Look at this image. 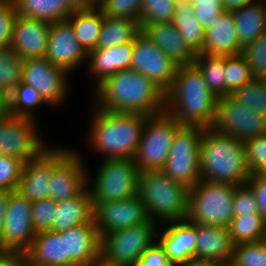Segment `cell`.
I'll use <instances>...</instances> for the list:
<instances>
[{"mask_svg": "<svg viewBox=\"0 0 266 266\" xmlns=\"http://www.w3.org/2000/svg\"><path fill=\"white\" fill-rule=\"evenodd\" d=\"M95 103L108 112L153 116L165 112V92L133 69L105 78L94 90Z\"/></svg>", "mask_w": 266, "mask_h": 266, "instance_id": "obj_1", "label": "cell"}, {"mask_svg": "<svg viewBox=\"0 0 266 266\" xmlns=\"http://www.w3.org/2000/svg\"><path fill=\"white\" fill-rule=\"evenodd\" d=\"M217 101L199 68L194 63L182 65L178 66L173 84L165 94V112L181 125L210 128Z\"/></svg>", "mask_w": 266, "mask_h": 266, "instance_id": "obj_2", "label": "cell"}, {"mask_svg": "<svg viewBox=\"0 0 266 266\" xmlns=\"http://www.w3.org/2000/svg\"><path fill=\"white\" fill-rule=\"evenodd\" d=\"M90 125V145L105 155L104 159H134L146 119L137 113L95 110Z\"/></svg>", "mask_w": 266, "mask_h": 266, "instance_id": "obj_3", "label": "cell"}, {"mask_svg": "<svg viewBox=\"0 0 266 266\" xmlns=\"http://www.w3.org/2000/svg\"><path fill=\"white\" fill-rule=\"evenodd\" d=\"M201 179L210 182L245 185L247 168L244 142L231 135L204 128L200 142Z\"/></svg>", "mask_w": 266, "mask_h": 266, "instance_id": "obj_4", "label": "cell"}, {"mask_svg": "<svg viewBox=\"0 0 266 266\" xmlns=\"http://www.w3.org/2000/svg\"><path fill=\"white\" fill-rule=\"evenodd\" d=\"M189 189L159 170L140 171L137 195L147 208L149 219L169 222L187 218Z\"/></svg>", "mask_w": 266, "mask_h": 266, "instance_id": "obj_5", "label": "cell"}, {"mask_svg": "<svg viewBox=\"0 0 266 266\" xmlns=\"http://www.w3.org/2000/svg\"><path fill=\"white\" fill-rule=\"evenodd\" d=\"M237 186L201 180L189 189L187 219L203 225L228 228L233 218Z\"/></svg>", "mask_w": 266, "mask_h": 266, "instance_id": "obj_6", "label": "cell"}, {"mask_svg": "<svg viewBox=\"0 0 266 266\" xmlns=\"http://www.w3.org/2000/svg\"><path fill=\"white\" fill-rule=\"evenodd\" d=\"M204 128L182 125L174 135L170 153L161 170L171 180L192 188L201 181L200 142Z\"/></svg>", "mask_w": 266, "mask_h": 266, "instance_id": "obj_7", "label": "cell"}, {"mask_svg": "<svg viewBox=\"0 0 266 266\" xmlns=\"http://www.w3.org/2000/svg\"><path fill=\"white\" fill-rule=\"evenodd\" d=\"M181 126L166 112L149 116L146 119L134 157L139 171L159 170L164 166L174 135Z\"/></svg>", "mask_w": 266, "mask_h": 266, "instance_id": "obj_8", "label": "cell"}, {"mask_svg": "<svg viewBox=\"0 0 266 266\" xmlns=\"http://www.w3.org/2000/svg\"><path fill=\"white\" fill-rule=\"evenodd\" d=\"M157 226L156 222L150 220L103 234L100 237V255L109 262L135 266L139 257L156 241Z\"/></svg>", "mask_w": 266, "mask_h": 266, "instance_id": "obj_9", "label": "cell"}, {"mask_svg": "<svg viewBox=\"0 0 266 266\" xmlns=\"http://www.w3.org/2000/svg\"><path fill=\"white\" fill-rule=\"evenodd\" d=\"M90 193L93 204L119 201L137 194L139 169L134 159H103Z\"/></svg>", "mask_w": 266, "mask_h": 266, "instance_id": "obj_10", "label": "cell"}, {"mask_svg": "<svg viewBox=\"0 0 266 266\" xmlns=\"http://www.w3.org/2000/svg\"><path fill=\"white\" fill-rule=\"evenodd\" d=\"M35 121L30 118L4 116L0 120V155L13 156L26 163L47 149Z\"/></svg>", "mask_w": 266, "mask_h": 266, "instance_id": "obj_11", "label": "cell"}, {"mask_svg": "<svg viewBox=\"0 0 266 266\" xmlns=\"http://www.w3.org/2000/svg\"><path fill=\"white\" fill-rule=\"evenodd\" d=\"M211 128L244 142L266 134V115L241 105L227 95L217 101L216 116Z\"/></svg>", "mask_w": 266, "mask_h": 266, "instance_id": "obj_12", "label": "cell"}, {"mask_svg": "<svg viewBox=\"0 0 266 266\" xmlns=\"http://www.w3.org/2000/svg\"><path fill=\"white\" fill-rule=\"evenodd\" d=\"M31 205L16 190L11 194L0 237V253L25 254L29 250L37 234L32 225Z\"/></svg>", "mask_w": 266, "mask_h": 266, "instance_id": "obj_13", "label": "cell"}, {"mask_svg": "<svg viewBox=\"0 0 266 266\" xmlns=\"http://www.w3.org/2000/svg\"><path fill=\"white\" fill-rule=\"evenodd\" d=\"M178 66L142 31L135 37L131 69L152 80L165 93L173 84Z\"/></svg>", "mask_w": 266, "mask_h": 266, "instance_id": "obj_14", "label": "cell"}, {"mask_svg": "<svg viewBox=\"0 0 266 266\" xmlns=\"http://www.w3.org/2000/svg\"><path fill=\"white\" fill-rule=\"evenodd\" d=\"M67 71L57 67L45 57L23 60L22 83L39 92L47 105H58L66 99L68 90Z\"/></svg>", "mask_w": 266, "mask_h": 266, "instance_id": "obj_15", "label": "cell"}, {"mask_svg": "<svg viewBox=\"0 0 266 266\" xmlns=\"http://www.w3.org/2000/svg\"><path fill=\"white\" fill-rule=\"evenodd\" d=\"M71 152L47 148L37 158L24 163L17 192L31 202L50 198L49 180L52 170Z\"/></svg>", "mask_w": 266, "mask_h": 266, "instance_id": "obj_16", "label": "cell"}, {"mask_svg": "<svg viewBox=\"0 0 266 266\" xmlns=\"http://www.w3.org/2000/svg\"><path fill=\"white\" fill-rule=\"evenodd\" d=\"M93 207V219L100 237L106 233L150 221L147 208L137 194L119 201L93 204Z\"/></svg>", "mask_w": 266, "mask_h": 266, "instance_id": "obj_17", "label": "cell"}, {"mask_svg": "<svg viewBox=\"0 0 266 266\" xmlns=\"http://www.w3.org/2000/svg\"><path fill=\"white\" fill-rule=\"evenodd\" d=\"M45 58L67 72L88 59V53L78 42L67 20L51 23Z\"/></svg>", "mask_w": 266, "mask_h": 266, "instance_id": "obj_18", "label": "cell"}, {"mask_svg": "<svg viewBox=\"0 0 266 266\" xmlns=\"http://www.w3.org/2000/svg\"><path fill=\"white\" fill-rule=\"evenodd\" d=\"M80 155L71 151L53 170L50 177V198L55 202L79 196L89 185Z\"/></svg>", "mask_w": 266, "mask_h": 266, "instance_id": "obj_19", "label": "cell"}, {"mask_svg": "<svg viewBox=\"0 0 266 266\" xmlns=\"http://www.w3.org/2000/svg\"><path fill=\"white\" fill-rule=\"evenodd\" d=\"M165 224L169 226L162 231L157 242L173 266H188L195 261L196 222L186 218Z\"/></svg>", "mask_w": 266, "mask_h": 266, "instance_id": "obj_20", "label": "cell"}, {"mask_svg": "<svg viewBox=\"0 0 266 266\" xmlns=\"http://www.w3.org/2000/svg\"><path fill=\"white\" fill-rule=\"evenodd\" d=\"M50 29V22L17 16L10 47L23 60L44 58Z\"/></svg>", "mask_w": 266, "mask_h": 266, "instance_id": "obj_21", "label": "cell"}, {"mask_svg": "<svg viewBox=\"0 0 266 266\" xmlns=\"http://www.w3.org/2000/svg\"><path fill=\"white\" fill-rule=\"evenodd\" d=\"M27 266H71L66 235L51 230L38 232L25 253Z\"/></svg>", "mask_w": 266, "mask_h": 266, "instance_id": "obj_22", "label": "cell"}, {"mask_svg": "<svg viewBox=\"0 0 266 266\" xmlns=\"http://www.w3.org/2000/svg\"><path fill=\"white\" fill-rule=\"evenodd\" d=\"M234 247L228 228L196 223V261L231 260Z\"/></svg>", "mask_w": 266, "mask_h": 266, "instance_id": "obj_23", "label": "cell"}, {"mask_svg": "<svg viewBox=\"0 0 266 266\" xmlns=\"http://www.w3.org/2000/svg\"><path fill=\"white\" fill-rule=\"evenodd\" d=\"M142 32L179 66L194 63L196 54L172 22L147 24Z\"/></svg>", "mask_w": 266, "mask_h": 266, "instance_id": "obj_24", "label": "cell"}, {"mask_svg": "<svg viewBox=\"0 0 266 266\" xmlns=\"http://www.w3.org/2000/svg\"><path fill=\"white\" fill-rule=\"evenodd\" d=\"M60 233L66 235L71 266H88L100 255V236L95 223H83Z\"/></svg>", "mask_w": 266, "mask_h": 266, "instance_id": "obj_25", "label": "cell"}, {"mask_svg": "<svg viewBox=\"0 0 266 266\" xmlns=\"http://www.w3.org/2000/svg\"><path fill=\"white\" fill-rule=\"evenodd\" d=\"M200 53L226 57L241 54L233 12L224 11L217 22L205 30Z\"/></svg>", "mask_w": 266, "mask_h": 266, "instance_id": "obj_26", "label": "cell"}, {"mask_svg": "<svg viewBox=\"0 0 266 266\" xmlns=\"http://www.w3.org/2000/svg\"><path fill=\"white\" fill-rule=\"evenodd\" d=\"M134 42L109 48H96L88 53L90 72L97 78L96 86L118 71L131 69Z\"/></svg>", "mask_w": 266, "mask_h": 266, "instance_id": "obj_27", "label": "cell"}, {"mask_svg": "<svg viewBox=\"0 0 266 266\" xmlns=\"http://www.w3.org/2000/svg\"><path fill=\"white\" fill-rule=\"evenodd\" d=\"M51 231L62 232L83 223H94V207L87 187L79 196L57 202Z\"/></svg>", "mask_w": 266, "mask_h": 266, "instance_id": "obj_28", "label": "cell"}, {"mask_svg": "<svg viewBox=\"0 0 266 266\" xmlns=\"http://www.w3.org/2000/svg\"><path fill=\"white\" fill-rule=\"evenodd\" d=\"M233 15L240 50L266 31V0H251Z\"/></svg>", "mask_w": 266, "mask_h": 266, "instance_id": "obj_29", "label": "cell"}, {"mask_svg": "<svg viewBox=\"0 0 266 266\" xmlns=\"http://www.w3.org/2000/svg\"><path fill=\"white\" fill-rule=\"evenodd\" d=\"M103 17L102 11L93 6L90 9L73 11L67 19L78 42L87 53L97 48Z\"/></svg>", "mask_w": 266, "mask_h": 266, "instance_id": "obj_30", "label": "cell"}, {"mask_svg": "<svg viewBox=\"0 0 266 266\" xmlns=\"http://www.w3.org/2000/svg\"><path fill=\"white\" fill-rule=\"evenodd\" d=\"M175 13L172 20L189 48L198 54L204 46L205 30L193 14L190 0H175Z\"/></svg>", "mask_w": 266, "mask_h": 266, "instance_id": "obj_31", "label": "cell"}, {"mask_svg": "<svg viewBox=\"0 0 266 266\" xmlns=\"http://www.w3.org/2000/svg\"><path fill=\"white\" fill-rule=\"evenodd\" d=\"M141 31L138 21L104 16L97 48H109L123 43L134 42L135 37Z\"/></svg>", "mask_w": 266, "mask_h": 266, "instance_id": "obj_32", "label": "cell"}, {"mask_svg": "<svg viewBox=\"0 0 266 266\" xmlns=\"http://www.w3.org/2000/svg\"><path fill=\"white\" fill-rule=\"evenodd\" d=\"M18 16L50 23L66 21L72 11L62 0H13Z\"/></svg>", "mask_w": 266, "mask_h": 266, "instance_id": "obj_33", "label": "cell"}, {"mask_svg": "<svg viewBox=\"0 0 266 266\" xmlns=\"http://www.w3.org/2000/svg\"><path fill=\"white\" fill-rule=\"evenodd\" d=\"M234 245L265 240L266 222L260 214L233 216L228 227Z\"/></svg>", "mask_w": 266, "mask_h": 266, "instance_id": "obj_34", "label": "cell"}, {"mask_svg": "<svg viewBox=\"0 0 266 266\" xmlns=\"http://www.w3.org/2000/svg\"><path fill=\"white\" fill-rule=\"evenodd\" d=\"M194 64L201 71L209 90L216 98L225 97V67L226 56H211L208 54H196Z\"/></svg>", "mask_w": 266, "mask_h": 266, "instance_id": "obj_35", "label": "cell"}, {"mask_svg": "<svg viewBox=\"0 0 266 266\" xmlns=\"http://www.w3.org/2000/svg\"><path fill=\"white\" fill-rule=\"evenodd\" d=\"M230 96L241 105L266 115V79L254 78L251 82L234 90Z\"/></svg>", "mask_w": 266, "mask_h": 266, "instance_id": "obj_36", "label": "cell"}, {"mask_svg": "<svg viewBox=\"0 0 266 266\" xmlns=\"http://www.w3.org/2000/svg\"><path fill=\"white\" fill-rule=\"evenodd\" d=\"M224 74L225 97L255 78L249 64L241 54L226 57Z\"/></svg>", "mask_w": 266, "mask_h": 266, "instance_id": "obj_37", "label": "cell"}, {"mask_svg": "<svg viewBox=\"0 0 266 266\" xmlns=\"http://www.w3.org/2000/svg\"><path fill=\"white\" fill-rule=\"evenodd\" d=\"M175 0H142L141 30L147 24L172 22L175 13Z\"/></svg>", "mask_w": 266, "mask_h": 266, "instance_id": "obj_38", "label": "cell"}, {"mask_svg": "<svg viewBox=\"0 0 266 266\" xmlns=\"http://www.w3.org/2000/svg\"><path fill=\"white\" fill-rule=\"evenodd\" d=\"M23 59L9 47H0V87L22 82Z\"/></svg>", "mask_w": 266, "mask_h": 266, "instance_id": "obj_39", "label": "cell"}, {"mask_svg": "<svg viewBox=\"0 0 266 266\" xmlns=\"http://www.w3.org/2000/svg\"><path fill=\"white\" fill-rule=\"evenodd\" d=\"M255 78L266 79V31L241 50Z\"/></svg>", "mask_w": 266, "mask_h": 266, "instance_id": "obj_40", "label": "cell"}, {"mask_svg": "<svg viewBox=\"0 0 266 266\" xmlns=\"http://www.w3.org/2000/svg\"><path fill=\"white\" fill-rule=\"evenodd\" d=\"M142 0H103L97 7L104 16L140 21Z\"/></svg>", "mask_w": 266, "mask_h": 266, "instance_id": "obj_41", "label": "cell"}, {"mask_svg": "<svg viewBox=\"0 0 266 266\" xmlns=\"http://www.w3.org/2000/svg\"><path fill=\"white\" fill-rule=\"evenodd\" d=\"M233 260L239 266H266V241L235 245Z\"/></svg>", "mask_w": 266, "mask_h": 266, "instance_id": "obj_42", "label": "cell"}, {"mask_svg": "<svg viewBox=\"0 0 266 266\" xmlns=\"http://www.w3.org/2000/svg\"><path fill=\"white\" fill-rule=\"evenodd\" d=\"M247 168L251 173H261L266 167V134L244 141Z\"/></svg>", "mask_w": 266, "mask_h": 266, "instance_id": "obj_43", "label": "cell"}, {"mask_svg": "<svg viewBox=\"0 0 266 266\" xmlns=\"http://www.w3.org/2000/svg\"><path fill=\"white\" fill-rule=\"evenodd\" d=\"M23 166L16 157L0 155V190H17Z\"/></svg>", "mask_w": 266, "mask_h": 266, "instance_id": "obj_44", "label": "cell"}, {"mask_svg": "<svg viewBox=\"0 0 266 266\" xmlns=\"http://www.w3.org/2000/svg\"><path fill=\"white\" fill-rule=\"evenodd\" d=\"M57 202L51 198H45L32 202V225L36 233L50 230L55 219Z\"/></svg>", "mask_w": 266, "mask_h": 266, "instance_id": "obj_45", "label": "cell"}, {"mask_svg": "<svg viewBox=\"0 0 266 266\" xmlns=\"http://www.w3.org/2000/svg\"><path fill=\"white\" fill-rule=\"evenodd\" d=\"M193 14L204 30L213 26L224 12L223 0H190Z\"/></svg>", "mask_w": 266, "mask_h": 266, "instance_id": "obj_46", "label": "cell"}, {"mask_svg": "<svg viewBox=\"0 0 266 266\" xmlns=\"http://www.w3.org/2000/svg\"><path fill=\"white\" fill-rule=\"evenodd\" d=\"M47 103L32 86L20 83L18 88L17 117L33 118V110Z\"/></svg>", "mask_w": 266, "mask_h": 266, "instance_id": "obj_47", "label": "cell"}, {"mask_svg": "<svg viewBox=\"0 0 266 266\" xmlns=\"http://www.w3.org/2000/svg\"><path fill=\"white\" fill-rule=\"evenodd\" d=\"M17 16L13 0H0V47L11 45L13 26Z\"/></svg>", "mask_w": 266, "mask_h": 266, "instance_id": "obj_48", "label": "cell"}, {"mask_svg": "<svg viewBox=\"0 0 266 266\" xmlns=\"http://www.w3.org/2000/svg\"><path fill=\"white\" fill-rule=\"evenodd\" d=\"M259 214L258 204L252 189L247 185L237 186L233 198V215Z\"/></svg>", "mask_w": 266, "mask_h": 266, "instance_id": "obj_49", "label": "cell"}, {"mask_svg": "<svg viewBox=\"0 0 266 266\" xmlns=\"http://www.w3.org/2000/svg\"><path fill=\"white\" fill-rule=\"evenodd\" d=\"M19 84L0 87V112L3 116H17Z\"/></svg>", "mask_w": 266, "mask_h": 266, "instance_id": "obj_50", "label": "cell"}, {"mask_svg": "<svg viewBox=\"0 0 266 266\" xmlns=\"http://www.w3.org/2000/svg\"><path fill=\"white\" fill-rule=\"evenodd\" d=\"M246 184L254 192L259 214L266 222V177L261 173H251Z\"/></svg>", "mask_w": 266, "mask_h": 266, "instance_id": "obj_51", "label": "cell"}, {"mask_svg": "<svg viewBox=\"0 0 266 266\" xmlns=\"http://www.w3.org/2000/svg\"><path fill=\"white\" fill-rule=\"evenodd\" d=\"M135 266H173L164 249L156 241L138 259Z\"/></svg>", "mask_w": 266, "mask_h": 266, "instance_id": "obj_52", "label": "cell"}, {"mask_svg": "<svg viewBox=\"0 0 266 266\" xmlns=\"http://www.w3.org/2000/svg\"><path fill=\"white\" fill-rule=\"evenodd\" d=\"M0 266H27L25 254L0 253Z\"/></svg>", "mask_w": 266, "mask_h": 266, "instance_id": "obj_53", "label": "cell"}, {"mask_svg": "<svg viewBox=\"0 0 266 266\" xmlns=\"http://www.w3.org/2000/svg\"><path fill=\"white\" fill-rule=\"evenodd\" d=\"M13 192L14 191H10V190H0V237L2 236V233H3L6 210L8 207L11 194Z\"/></svg>", "mask_w": 266, "mask_h": 266, "instance_id": "obj_54", "label": "cell"}, {"mask_svg": "<svg viewBox=\"0 0 266 266\" xmlns=\"http://www.w3.org/2000/svg\"><path fill=\"white\" fill-rule=\"evenodd\" d=\"M62 1L72 12L82 11L93 7L91 0H62Z\"/></svg>", "mask_w": 266, "mask_h": 266, "instance_id": "obj_55", "label": "cell"}, {"mask_svg": "<svg viewBox=\"0 0 266 266\" xmlns=\"http://www.w3.org/2000/svg\"><path fill=\"white\" fill-rule=\"evenodd\" d=\"M251 0H223V9L226 12H234L246 5Z\"/></svg>", "mask_w": 266, "mask_h": 266, "instance_id": "obj_56", "label": "cell"}, {"mask_svg": "<svg viewBox=\"0 0 266 266\" xmlns=\"http://www.w3.org/2000/svg\"><path fill=\"white\" fill-rule=\"evenodd\" d=\"M88 266H123V265L109 262V261L105 260L101 255H99Z\"/></svg>", "mask_w": 266, "mask_h": 266, "instance_id": "obj_57", "label": "cell"}, {"mask_svg": "<svg viewBox=\"0 0 266 266\" xmlns=\"http://www.w3.org/2000/svg\"><path fill=\"white\" fill-rule=\"evenodd\" d=\"M188 266H219V262L193 261Z\"/></svg>", "mask_w": 266, "mask_h": 266, "instance_id": "obj_58", "label": "cell"}, {"mask_svg": "<svg viewBox=\"0 0 266 266\" xmlns=\"http://www.w3.org/2000/svg\"><path fill=\"white\" fill-rule=\"evenodd\" d=\"M219 266H239V265L235 262V260L231 259L219 262Z\"/></svg>", "mask_w": 266, "mask_h": 266, "instance_id": "obj_59", "label": "cell"}, {"mask_svg": "<svg viewBox=\"0 0 266 266\" xmlns=\"http://www.w3.org/2000/svg\"><path fill=\"white\" fill-rule=\"evenodd\" d=\"M103 0H91L93 6H97Z\"/></svg>", "mask_w": 266, "mask_h": 266, "instance_id": "obj_60", "label": "cell"}, {"mask_svg": "<svg viewBox=\"0 0 266 266\" xmlns=\"http://www.w3.org/2000/svg\"><path fill=\"white\" fill-rule=\"evenodd\" d=\"M261 174H262L263 176L266 177V167H265V169L261 172Z\"/></svg>", "mask_w": 266, "mask_h": 266, "instance_id": "obj_61", "label": "cell"}, {"mask_svg": "<svg viewBox=\"0 0 266 266\" xmlns=\"http://www.w3.org/2000/svg\"><path fill=\"white\" fill-rule=\"evenodd\" d=\"M3 117H4L3 114L0 112V120H1Z\"/></svg>", "mask_w": 266, "mask_h": 266, "instance_id": "obj_62", "label": "cell"}]
</instances>
